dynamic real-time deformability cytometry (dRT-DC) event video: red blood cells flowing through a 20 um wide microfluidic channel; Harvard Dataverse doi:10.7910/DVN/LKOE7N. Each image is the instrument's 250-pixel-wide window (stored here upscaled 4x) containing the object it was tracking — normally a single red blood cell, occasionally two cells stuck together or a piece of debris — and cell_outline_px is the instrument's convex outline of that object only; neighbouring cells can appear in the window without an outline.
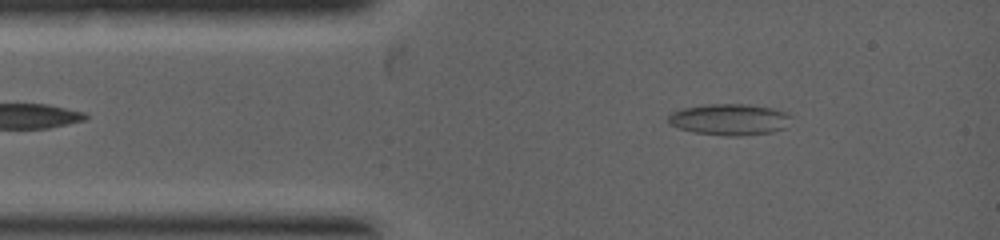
{"species": "common noctule bat (a hibernating species)", "species_latin": "Nyctalus noctula", "temperature_condition": "warm", "stored_images_in_passage": 52, "camera_frame_rate_fps": 5000, "um_per_image_px": 0.085, "animal": {"sex": "female", "body_mass_g": 19.0, "forearm_length_mm": 53.3}, "frame": {"image": 1, "passage_image": 1, "time_ms": 0.0, "image_size_px": [1000, 240], "cell_outline_px": [[792, 116], [784, 128], [772, 132], [740, 136], [724, 136], [692, 132], [668, 124], [668, 116], [672, 112], [680, 108], [708, 104], [748, 104], [772, 108], [784, 112]], "centroid_in_image_um": [61.97, 10.16], "position_along_channel_um": 23.0, "area_um2": 22.54}}
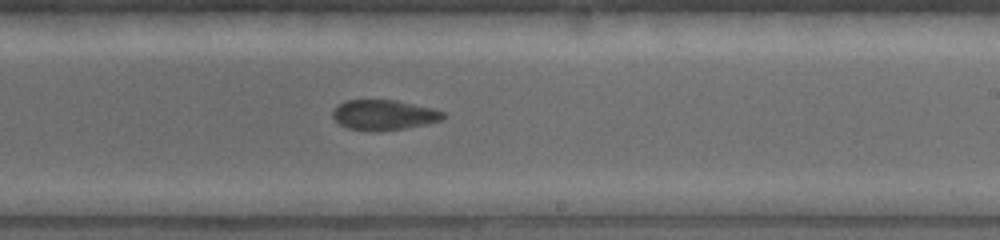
{"frame": {"image": 2, "passage_image": 27, "time_ms": 3.8, "image_size_px": [1000, 240], "cell_outline_px": [[444, 116], [440, 120], [424, 124], [404, 128], [348, 128], [340, 124], [332, 116], [332, 112], [340, 104], [348, 100], [396, 100], [432, 108], [444, 112]], "centroid_in_image_um": [32.64, 9.72], "position_along_channel_um": 256.4, "area_um2": 18.32}}
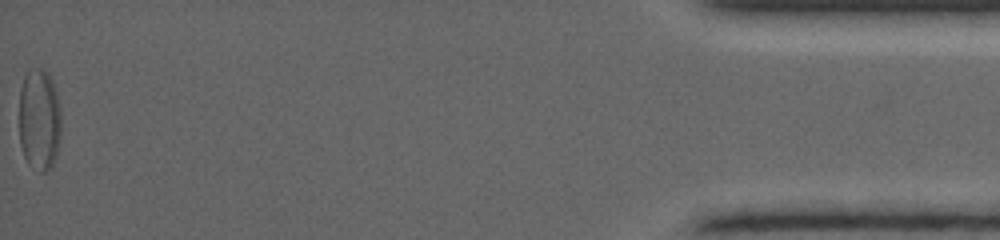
{"frame": {"image": 3, "passage_image": 52, "time_ms": 8.0, "image_size_px": [1000, 240], "cell_outline_px": [[60, 140], [56, 156], [52, 168], [44, 172], [40, 172], [28, 164], [24, 156], [20, 144], [20, 88], [24, 76], [28, 68], [44, 68], [48, 72], [52, 80], [56, 92], [60, 108]], "centroid_in_image_um": [3.34, 10.16], "position_along_channel_um": 431.9, "area_um2": 25.37}}